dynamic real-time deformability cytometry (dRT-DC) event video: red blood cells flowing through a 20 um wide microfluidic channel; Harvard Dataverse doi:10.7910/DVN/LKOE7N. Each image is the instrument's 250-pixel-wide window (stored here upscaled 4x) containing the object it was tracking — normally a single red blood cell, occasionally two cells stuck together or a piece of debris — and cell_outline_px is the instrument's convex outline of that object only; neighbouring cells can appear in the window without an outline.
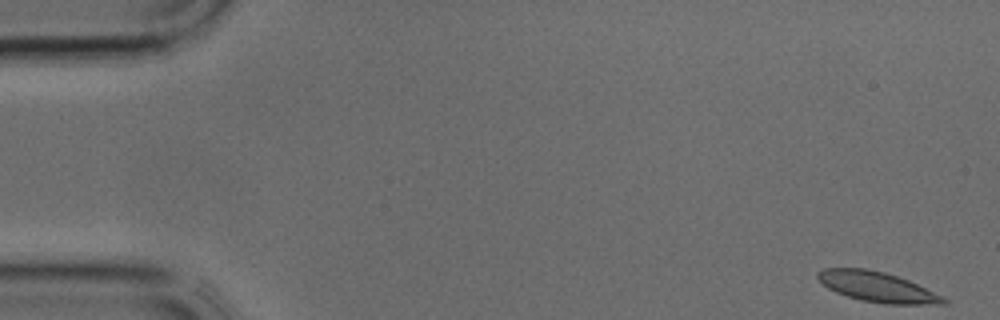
{"species": "common noctule bat (a hibernating species)", "species_latin": "Nyctalus noctula", "temperature_condition": "cold", "stored_images_in_passage": 39, "camera_frame_rate_fps": 3000, "um_per_image_px": 0.085, "animal": {"sex": "male", "body_mass_g": 17.9, "forearm_length_mm": 54.2}, "frame": {"image": 1, "passage_image": 1, "time_ms": 0.0, "image_size_px": [1000, 320], "cell_outline_px": [[948, 300], [944, 304], [884, 304], [860, 300], [836, 292], [828, 288], [816, 276], [816, 272], [824, 268], [868, 268], [884, 272], [908, 280]], "centroid_in_image_um": [74.51, 24.38], "position_along_channel_um": 10.5, "area_um2": 21.73}}
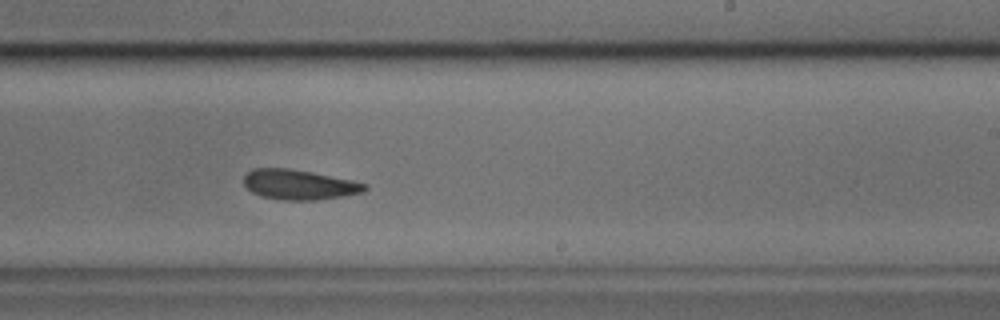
{"frame": {"image": 2, "passage_image": 23, "time_ms": 7.333, "image_size_px": [1000, 320], "cell_outline_px": [[368, 188], [364, 192], [344, 196], [316, 200], [284, 200], [260, 196], [252, 192], [244, 184], [244, 176], [252, 168], [288, 168], [312, 172], [352, 180], [368, 184]], "centroid_in_image_um": [25.44, 15.69], "position_along_channel_um": 263.6, "area_um2": 21.21}}
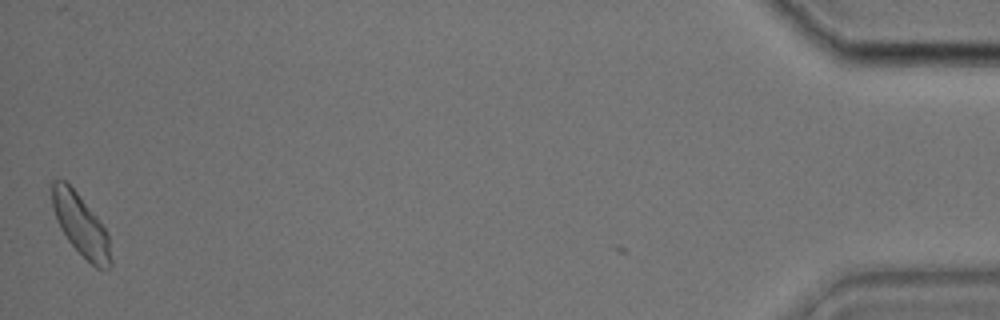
{"frame": {"image": 3, "passage_image": 38, "time_ms": 12.333, "image_size_px": [1000, 320], "cell_outline_px": [[112, 264], [108, 268], [96, 268], [68, 240], [60, 228], [56, 220], [52, 204], [52, 180], [64, 180], [76, 192], [96, 216], [104, 228], [108, 236], [112, 260]], "centroid_in_image_um": [6.86, 19.13], "position_along_channel_um": 428.3, "area_um2": 20.52}}